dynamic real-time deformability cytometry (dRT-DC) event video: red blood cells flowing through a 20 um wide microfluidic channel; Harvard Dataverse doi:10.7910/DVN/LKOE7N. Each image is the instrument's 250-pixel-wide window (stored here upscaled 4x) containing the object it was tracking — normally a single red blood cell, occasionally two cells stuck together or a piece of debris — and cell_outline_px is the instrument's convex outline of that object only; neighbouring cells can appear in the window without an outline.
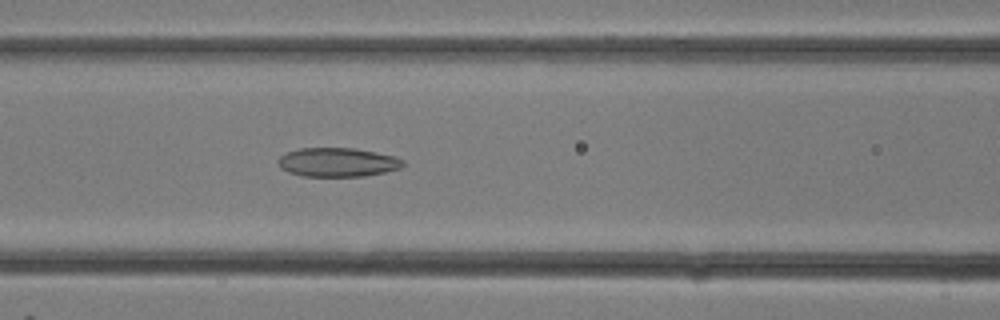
{"species": "common noctule bat (a hibernating species)", "species_latin": "Nyctalus noctula", "temperature_condition": "room temperature", "stored_images_in_passage": 9, "camera_frame_rate_fps": 3000, "um_per_image_px": 0.085, "animal": {"sex": "female"}, "frame": {"image": 1, "passage_image": 9, "time_ms": 2.667, "image_size_px": [1000, 320], "cell_outline_px": [[404, 164], [400, 168], [384, 172], [364, 176], [304, 176], [288, 172], [280, 168], [276, 164], [276, 160], [284, 152], [300, 148], [356, 148], [396, 156], [404, 160]], "centroid_in_image_um": [28.65, 13.78], "position_along_channel_um": 137.9, "area_um2": 21.33}}